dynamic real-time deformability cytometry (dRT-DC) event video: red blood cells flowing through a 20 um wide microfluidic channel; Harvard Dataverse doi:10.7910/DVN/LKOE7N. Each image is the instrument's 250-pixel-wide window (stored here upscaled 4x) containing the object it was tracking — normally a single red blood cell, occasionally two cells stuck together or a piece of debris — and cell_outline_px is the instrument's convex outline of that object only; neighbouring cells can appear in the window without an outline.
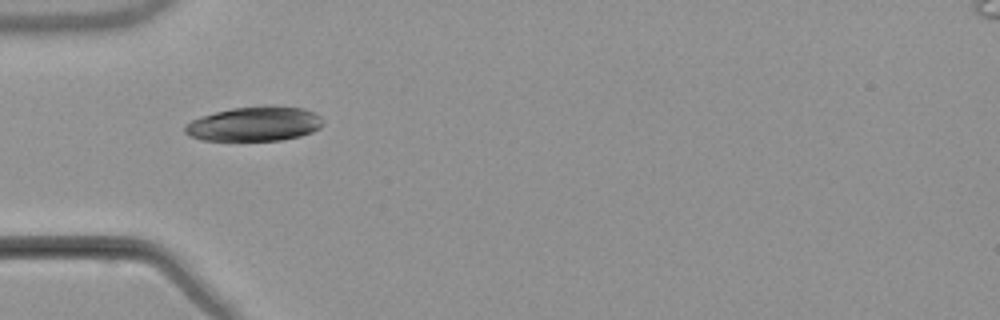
{"species": "common noctule bat (a hibernating species)", "species_latin": "Nyctalus noctula", "temperature_condition": "warm", "stored_images_in_passage": 3, "camera_frame_rate_fps": 3000, "um_per_image_px": 0.085, "animal": {"sex": "male", "body_mass_g": 21.5, "forearm_length_mm": 52.0}, "frame": {"image": 1, "passage_image": 2, "time_ms": 1.333, "image_size_px": [1000, 320], "cell_outline_px": [[324, 124], [320, 128], [312, 132], [300, 136], [280, 140], [200, 140], [188, 136], [184, 132], [184, 128], [192, 120], [200, 116], [232, 108], [304, 108], [320, 116]], "centroid_in_image_um": [21.6, 10.57], "position_along_channel_um": 63.4, "area_um2": 26.99}}
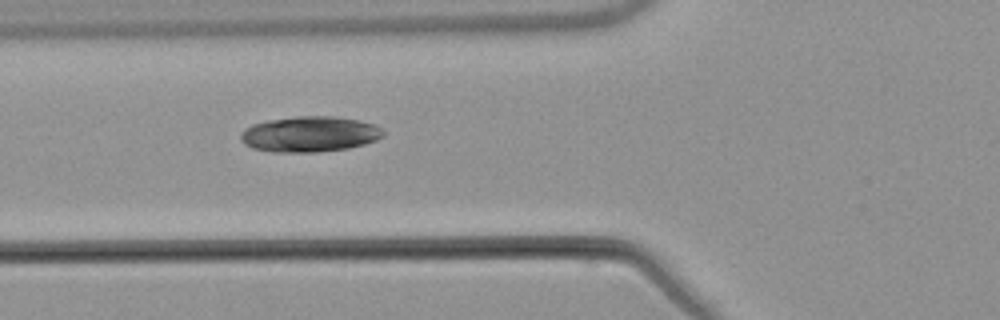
{"frame": {"image": 2, "passage_image": 3, "time_ms": 2.333, "image_size_px": [1000, 320], "cell_outline_px": [[384, 136], [376, 140], [364, 144], [348, 148], [316, 152], [272, 152], [252, 148], [244, 144], [240, 140], [240, 132], [244, 128], [252, 124], [268, 120], [296, 116], [336, 116], [360, 120], [372, 124], [380, 128], [384, 132]], "centroid_in_image_um": [26.29, 11.4], "position_along_channel_um": 99.5, "area_um2": 29.77}}